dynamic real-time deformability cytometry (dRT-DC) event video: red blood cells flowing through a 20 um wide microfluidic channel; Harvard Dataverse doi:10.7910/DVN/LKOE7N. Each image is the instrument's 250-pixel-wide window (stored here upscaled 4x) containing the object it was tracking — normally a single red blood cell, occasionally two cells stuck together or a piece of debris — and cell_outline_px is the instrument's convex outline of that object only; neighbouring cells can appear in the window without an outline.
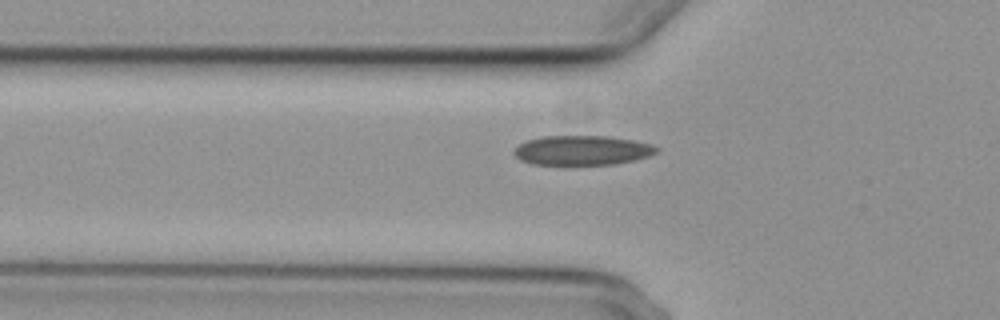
{"species": "common noctule bat (a hibernating species)", "species_latin": "Nyctalus noctula", "temperature_condition": "cold", "stored_images_in_passage": 3, "camera_frame_rate_fps": 3000, "um_per_image_px": 0.085, "animal": {"sex": "female", "body_mass_g": 29.2, "forearm_length_mm": 56.3}, "frame": {"image": 1, "passage_image": 3, "time_ms": 2.0, "image_size_px": [1000, 320], "cell_outline_px": [[660, 148], [656, 152], [648, 156], [616, 164], [532, 164], [520, 160], [512, 152], [520, 144], [528, 140], [540, 136], [608, 136], [632, 140], [652, 144]], "centroid_in_image_um": [49.48, 12.77], "position_along_channel_um": 76.3, "area_um2": 24.39}}